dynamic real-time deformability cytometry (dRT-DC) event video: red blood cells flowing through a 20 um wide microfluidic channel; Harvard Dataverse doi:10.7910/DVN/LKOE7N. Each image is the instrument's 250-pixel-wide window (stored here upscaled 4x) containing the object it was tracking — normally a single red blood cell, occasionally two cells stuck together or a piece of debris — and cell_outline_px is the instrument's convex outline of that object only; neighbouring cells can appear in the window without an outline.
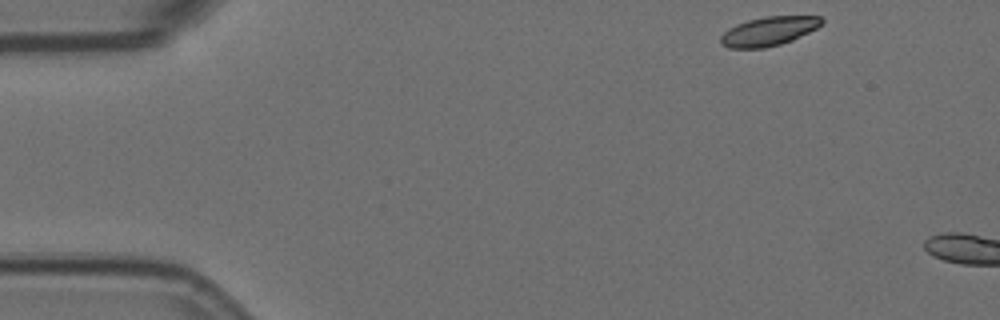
{"species": "Egyptian fruit bat (a non-hibernating species)", "species_latin": "Rousettus aegyptiacus", "temperature_condition": "room temperature", "stored_images_in_passage": 4, "camera_frame_rate_fps": 3000, "um_per_image_px": 0.085, "animal": {"sex": "female"}, "frame": {"image": 1, "passage_image": 1, "time_ms": 0.0, "image_size_px": [1000, 320], "cell_outline_px": [[824, 20], [816, 28], [792, 40], [780, 44], [764, 48], [728, 48], [720, 44], [720, 36], [728, 28], [736, 24], [748, 20], [764, 16], [820, 16]], "centroid_in_image_um": [65.29, 2.65], "position_along_channel_um": 19.7, "area_um2": 17.05}}